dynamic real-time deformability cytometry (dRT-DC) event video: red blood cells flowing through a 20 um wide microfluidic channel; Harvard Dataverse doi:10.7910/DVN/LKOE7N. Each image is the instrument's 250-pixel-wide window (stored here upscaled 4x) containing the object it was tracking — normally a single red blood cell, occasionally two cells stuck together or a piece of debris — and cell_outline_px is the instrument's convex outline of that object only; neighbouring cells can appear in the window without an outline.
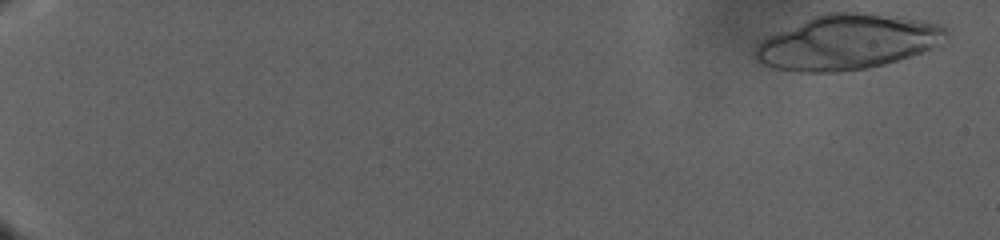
{"species": "human", "species_latin": "Homo sapiens", "temperature_condition": "warm", "stored_images_in_passage": 68, "segment_of_instrument_passage": [1, 2], "camera_frame_rate_fps": 3000, "um_per_image_px": 0.085, "donor": {"sex": "male"}, "frame": {"image": 1, "passage_image": 2, "time_ms": 0.333, "image_size_px": [1000, 240], "cell_outline_px": [[948, 32], [940, 44], [932, 48], [884, 64], [868, 68], [836, 72], [800, 72], [772, 68], [760, 64], [756, 60], [756, 48], [768, 36], [776, 32], [812, 16], [828, 12], [876, 12], [924, 20], [940, 24]], "centroid_in_image_um": [72.03, 3.56], "position_along_channel_um": 13.0, "area_um2": 61.15}}
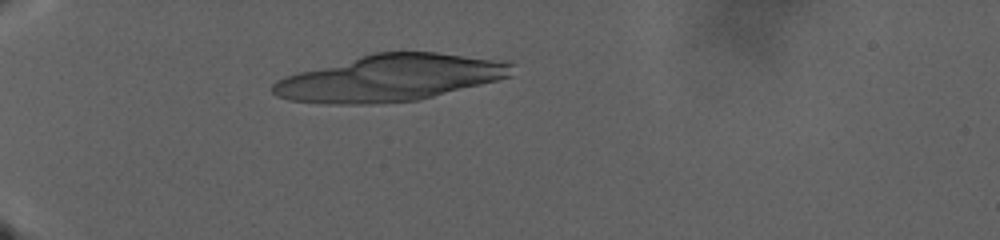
{"frame": {"image": 2, "passage_image": 43, "time_ms": 14.0, "image_size_px": [1000, 240], "cell_outline_px": [[516, 64], [512, 76], [420, 100], [372, 104], [324, 104], [288, 100], [276, 96], [272, 92], [272, 84], [276, 80], [284, 76], [360, 56], [376, 52], [436, 52], [512, 60]], "centroid_in_image_um": [33.22, 6.63], "position_along_channel_um": 51.8, "area_um2": 65.26}}